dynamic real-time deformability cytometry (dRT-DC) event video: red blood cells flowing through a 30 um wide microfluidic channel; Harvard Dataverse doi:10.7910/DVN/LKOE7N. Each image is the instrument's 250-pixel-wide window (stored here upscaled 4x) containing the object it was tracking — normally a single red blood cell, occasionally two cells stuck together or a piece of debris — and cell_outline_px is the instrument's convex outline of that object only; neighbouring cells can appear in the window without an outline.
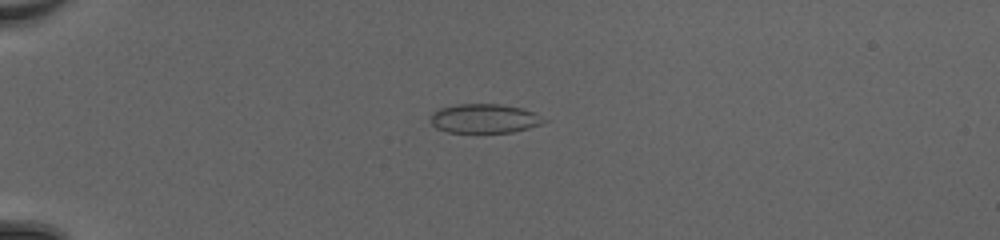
{"species": "common noctule bat (a hibernating species)", "species_latin": "Nyctalus noctula", "temperature_condition": "cold", "stored_images_in_passage": 52, "camera_frame_rate_fps": 3000, "um_per_image_px": 0.085, "animal": {"sex": "female", "body_mass_g": 20.0, "forearm_length_mm": 54.0}, "frame": {"image": 1, "passage_image": 16, "time_ms": 5.0, "image_size_px": [1000, 240], "cell_outline_px": [[548, 120], [540, 124], [528, 128], [512, 132], [448, 132], [436, 128], [432, 124], [432, 112], [440, 108], [460, 104], [500, 104], [520, 108], [532, 112]], "centroid_in_image_um": [41.16, 10.07], "position_along_channel_um": 43.8, "area_um2": 18.96}}
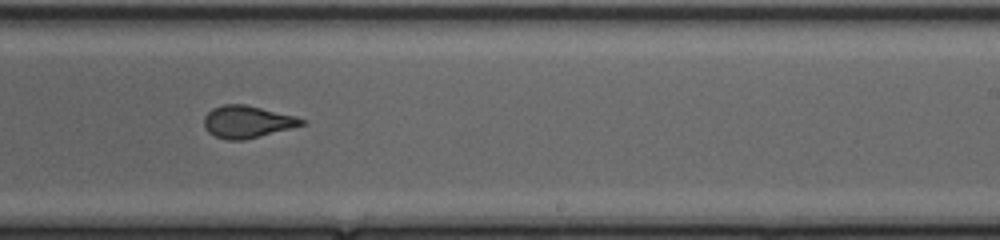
{"frame": {"image": 2, "passage_image": 35, "time_ms": 11.333, "image_size_px": [1000, 240], "cell_outline_px": [[308, 124], [244, 140], [228, 140], [216, 136], [208, 132], [204, 128], [204, 116], [212, 108], [224, 104], [244, 104], [296, 116], [308, 120]], "centroid_in_image_um": [21.04, 10.35], "position_along_channel_um": 268.0, "area_um2": 18.44}}
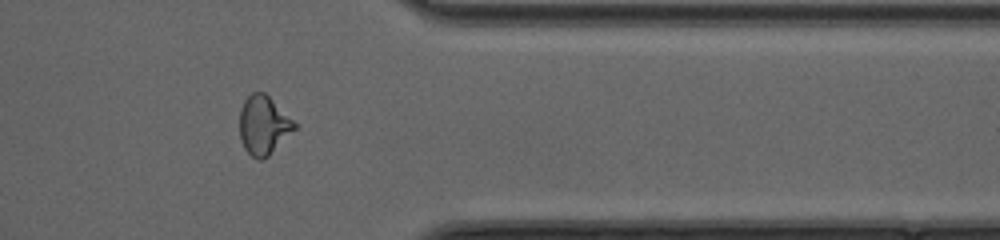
{"frame": {"image": 3, "passage_image": 44, "time_ms": 14.333, "image_size_px": [1000, 240], "cell_outline_px": [[296, 128], [264, 160], [260, 160], [252, 156], [244, 148], [240, 140], [240, 108], [244, 100], [252, 92], [264, 92], [296, 124]], "centroid_in_image_um": [22.36, 10.65], "position_along_channel_um": 389.0, "area_um2": 18.5}, "authors_computed_cell_mechanics": {"area_um2": 19.074, "velocity_mm_per_s": 4.2689, "shape_relaxation_time_tau1_ms": 9.6266, "shape_relaxation_time_tau2_ms": 0.5411, "deformation_change_tau1": 0.2363, "deformation_change_tau2": 0.0624}}